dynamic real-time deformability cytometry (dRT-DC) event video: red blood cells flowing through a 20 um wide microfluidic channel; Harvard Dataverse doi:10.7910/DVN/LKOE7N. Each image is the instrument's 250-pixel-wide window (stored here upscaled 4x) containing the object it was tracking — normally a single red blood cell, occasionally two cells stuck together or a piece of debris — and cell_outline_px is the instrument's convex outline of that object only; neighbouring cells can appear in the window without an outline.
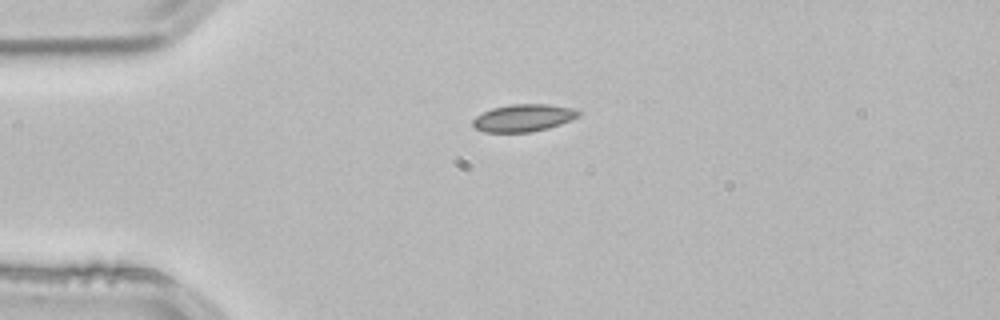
{"species": "common noctule bat (a hibernating species)", "species_latin": "Nyctalus noctula", "temperature_condition": "room temperature", "stored_images_in_passage": 1, "camera_frame_rate_fps": 3000, "um_per_image_px": 0.085, "animal": {"sex": "male", "body_mass_g": 21.5, "forearm_length_mm": 52.0}, "frame": {"image": 1, "passage_image": 1, "time_ms": 0.0, "image_size_px": [1000, 320], "cell_outline_px": [[580, 116], [572, 120], [548, 128], [528, 132], [484, 132], [476, 128], [472, 124], [472, 120], [476, 116], [492, 108], [508, 104], [548, 104], [572, 108], [580, 112]], "centroid_in_image_um": [44.49, 10.01], "position_along_channel_um": 40.5, "area_um2": 16.82}}